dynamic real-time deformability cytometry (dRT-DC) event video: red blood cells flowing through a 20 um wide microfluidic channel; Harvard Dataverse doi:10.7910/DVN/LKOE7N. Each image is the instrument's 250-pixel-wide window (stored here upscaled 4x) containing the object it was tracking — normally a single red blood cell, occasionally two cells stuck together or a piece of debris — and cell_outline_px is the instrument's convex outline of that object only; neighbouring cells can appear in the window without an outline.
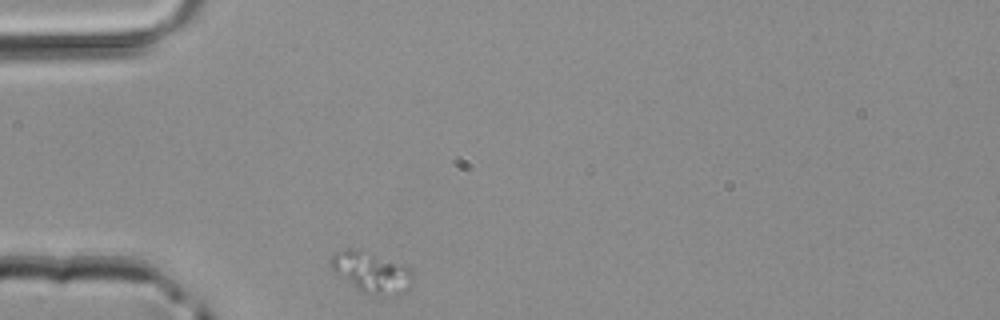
{"species": "common noctule bat (a hibernating species)", "species_latin": "Nyctalus noctula", "temperature_condition": "room temperature", "stored_images_in_passage": 1, "camera_frame_rate_fps": 3000, "um_per_image_px": 0.085, "animal": {"sex": "male", "body_mass_g": 20.4}, "frame": {"image": 1, "passage_image": 1, "time_ms": 0.0, "image_size_px": [1000, 320], "cell_outline_px": [[412, 280], [408, 288], [404, 292], [364, 292], [336, 272], [332, 268], [328, 260], [336, 252], [348, 248], [360, 248], [372, 252], [404, 264], [412, 272]], "centroid_in_image_um": [31.56, 23.03], "position_along_channel_um": 53.4, "area_um2": 18.67}}